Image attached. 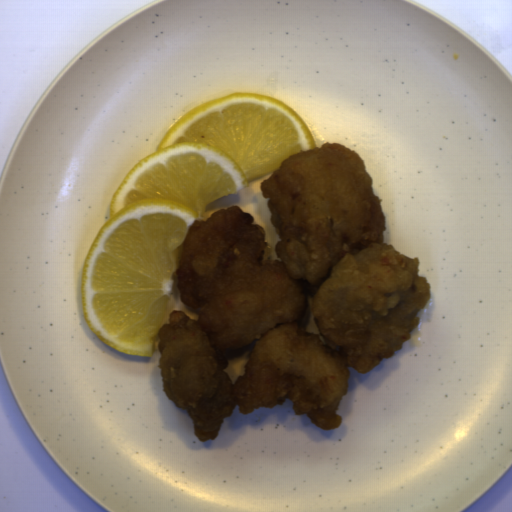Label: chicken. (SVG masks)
<instances>
[{"label": "chicken", "mask_w": 512, "mask_h": 512, "mask_svg": "<svg viewBox=\"0 0 512 512\" xmlns=\"http://www.w3.org/2000/svg\"><path fill=\"white\" fill-rule=\"evenodd\" d=\"M363 157L325 141L281 161L259 187L281 241L266 260L262 224L239 206L196 219L179 249V298L158 350L163 391L194 420L200 442L224 418L292 402L295 415L335 430L352 367L366 374L403 350L431 298L420 257L384 243L383 199ZM311 310L319 333L307 331ZM234 384L222 369L244 354Z\"/></svg>", "instance_id": "ae283196"}]
</instances>
